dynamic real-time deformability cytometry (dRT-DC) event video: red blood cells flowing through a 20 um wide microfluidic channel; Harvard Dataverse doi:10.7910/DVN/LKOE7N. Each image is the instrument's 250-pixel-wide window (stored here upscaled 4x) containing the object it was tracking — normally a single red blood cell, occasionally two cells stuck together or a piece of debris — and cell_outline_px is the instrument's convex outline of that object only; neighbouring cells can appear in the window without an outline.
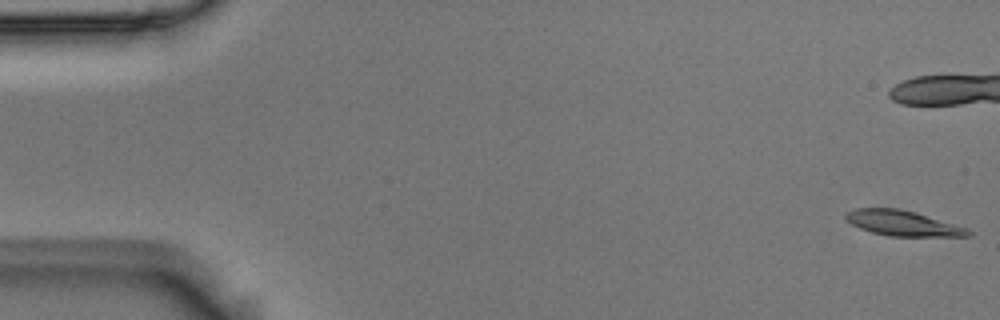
{"species": "Egyptian fruit bat (a non-hibernating species)", "species_latin": "Rousettus aegyptiacus", "temperature_condition": "room temperature", "stored_images_in_passage": 9, "camera_frame_rate_fps": 3000, "um_per_image_px": 0.085, "animal": {"sex": "male"}, "frame": {"image": 1, "passage_image": 1, "time_ms": 0.0, "image_size_px": [1000, 320], "cell_outline_px": [[972, 232], [968, 236], [888, 236], [872, 232], [860, 228], [852, 224], [844, 216], [848, 212], [856, 208], [896, 208], [912, 212], [968, 228]], "centroid_in_image_um": [76.72, 18.98], "position_along_channel_um": 8.3, "area_um2": 17.57}}